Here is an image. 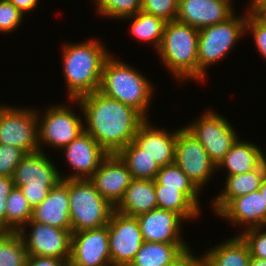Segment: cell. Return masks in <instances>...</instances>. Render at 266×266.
I'll return each instance as SVG.
<instances>
[{
  "instance_id": "15",
  "label": "cell",
  "mask_w": 266,
  "mask_h": 266,
  "mask_svg": "<svg viewBox=\"0 0 266 266\" xmlns=\"http://www.w3.org/2000/svg\"><path fill=\"white\" fill-rule=\"evenodd\" d=\"M66 164L74 171L73 174H61L62 180L68 179H90L99 168L102 160L108 153L97 143V141L85 130L81 132L71 143L64 146Z\"/></svg>"
},
{
  "instance_id": "43",
  "label": "cell",
  "mask_w": 266,
  "mask_h": 266,
  "mask_svg": "<svg viewBox=\"0 0 266 266\" xmlns=\"http://www.w3.org/2000/svg\"><path fill=\"white\" fill-rule=\"evenodd\" d=\"M249 7L247 9V13L257 15V16H265L266 15V0H251L249 3Z\"/></svg>"
},
{
  "instance_id": "16",
  "label": "cell",
  "mask_w": 266,
  "mask_h": 266,
  "mask_svg": "<svg viewBox=\"0 0 266 266\" xmlns=\"http://www.w3.org/2000/svg\"><path fill=\"white\" fill-rule=\"evenodd\" d=\"M132 180V174L117 154H108L90 178L100 195L114 207Z\"/></svg>"
},
{
  "instance_id": "19",
  "label": "cell",
  "mask_w": 266,
  "mask_h": 266,
  "mask_svg": "<svg viewBox=\"0 0 266 266\" xmlns=\"http://www.w3.org/2000/svg\"><path fill=\"white\" fill-rule=\"evenodd\" d=\"M29 222H38L71 231L69 179L59 181L47 197L33 208Z\"/></svg>"
},
{
  "instance_id": "22",
  "label": "cell",
  "mask_w": 266,
  "mask_h": 266,
  "mask_svg": "<svg viewBox=\"0 0 266 266\" xmlns=\"http://www.w3.org/2000/svg\"><path fill=\"white\" fill-rule=\"evenodd\" d=\"M156 208L155 180L133 178L123 198L115 206V211L136 217Z\"/></svg>"
},
{
  "instance_id": "26",
  "label": "cell",
  "mask_w": 266,
  "mask_h": 266,
  "mask_svg": "<svg viewBox=\"0 0 266 266\" xmlns=\"http://www.w3.org/2000/svg\"><path fill=\"white\" fill-rule=\"evenodd\" d=\"M187 246V243L144 241L129 266H169Z\"/></svg>"
},
{
  "instance_id": "1",
  "label": "cell",
  "mask_w": 266,
  "mask_h": 266,
  "mask_svg": "<svg viewBox=\"0 0 266 266\" xmlns=\"http://www.w3.org/2000/svg\"><path fill=\"white\" fill-rule=\"evenodd\" d=\"M84 116V130L108 153L117 154L134 140L146 118L135 108L105 96L99 91L69 100Z\"/></svg>"
},
{
  "instance_id": "42",
  "label": "cell",
  "mask_w": 266,
  "mask_h": 266,
  "mask_svg": "<svg viewBox=\"0 0 266 266\" xmlns=\"http://www.w3.org/2000/svg\"><path fill=\"white\" fill-rule=\"evenodd\" d=\"M11 2L23 15L33 11L34 8H37L39 0H8Z\"/></svg>"
},
{
  "instance_id": "14",
  "label": "cell",
  "mask_w": 266,
  "mask_h": 266,
  "mask_svg": "<svg viewBox=\"0 0 266 266\" xmlns=\"http://www.w3.org/2000/svg\"><path fill=\"white\" fill-rule=\"evenodd\" d=\"M69 266H112L107 225L72 233Z\"/></svg>"
},
{
  "instance_id": "28",
  "label": "cell",
  "mask_w": 266,
  "mask_h": 266,
  "mask_svg": "<svg viewBox=\"0 0 266 266\" xmlns=\"http://www.w3.org/2000/svg\"><path fill=\"white\" fill-rule=\"evenodd\" d=\"M155 194L158 209L174 212L184 221L196 219L201 213L179 188H164L155 180Z\"/></svg>"
},
{
  "instance_id": "39",
  "label": "cell",
  "mask_w": 266,
  "mask_h": 266,
  "mask_svg": "<svg viewBox=\"0 0 266 266\" xmlns=\"http://www.w3.org/2000/svg\"><path fill=\"white\" fill-rule=\"evenodd\" d=\"M13 188V177L0 176V231H6V199Z\"/></svg>"
},
{
  "instance_id": "36",
  "label": "cell",
  "mask_w": 266,
  "mask_h": 266,
  "mask_svg": "<svg viewBox=\"0 0 266 266\" xmlns=\"http://www.w3.org/2000/svg\"><path fill=\"white\" fill-rule=\"evenodd\" d=\"M248 32L253 35V41L259 54L266 59V16L247 13L246 33Z\"/></svg>"
},
{
  "instance_id": "31",
  "label": "cell",
  "mask_w": 266,
  "mask_h": 266,
  "mask_svg": "<svg viewBox=\"0 0 266 266\" xmlns=\"http://www.w3.org/2000/svg\"><path fill=\"white\" fill-rule=\"evenodd\" d=\"M33 208L18 187L6 199V231L19 232L32 218Z\"/></svg>"
},
{
  "instance_id": "23",
  "label": "cell",
  "mask_w": 266,
  "mask_h": 266,
  "mask_svg": "<svg viewBox=\"0 0 266 266\" xmlns=\"http://www.w3.org/2000/svg\"><path fill=\"white\" fill-rule=\"evenodd\" d=\"M265 160L264 151L258 145L238 138L216 169L226 168L227 176L243 174L257 169Z\"/></svg>"
},
{
  "instance_id": "29",
  "label": "cell",
  "mask_w": 266,
  "mask_h": 266,
  "mask_svg": "<svg viewBox=\"0 0 266 266\" xmlns=\"http://www.w3.org/2000/svg\"><path fill=\"white\" fill-rule=\"evenodd\" d=\"M124 19L133 20H131L129 27L133 37L142 42L153 44L156 51L159 49L166 24L163 19L143 11H139L137 14L125 17Z\"/></svg>"
},
{
  "instance_id": "11",
  "label": "cell",
  "mask_w": 266,
  "mask_h": 266,
  "mask_svg": "<svg viewBox=\"0 0 266 266\" xmlns=\"http://www.w3.org/2000/svg\"><path fill=\"white\" fill-rule=\"evenodd\" d=\"M175 163L199 190L217 172L205 148L186 127L177 131Z\"/></svg>"
},
{
  "instance_id": "45",
  "label": "cell",
  "mask_w": 266,
  "mask_h": 266,
  "mask_svg": "<svg viewBox=\"0 0 266 266\" xmlns=\"http://www.w3.org/2000/svg\"><path fill=\"white\" fill-rule=\"evenodd\" d=\"M259 191L261 192V195L266 202V174L261 181Z\"/></svg>"
},
{
  "instance_id": "40",
  "label": "cell",
  "mask_w": 266,
  "mask_h": 266,
  "mask_svg": "<svg viewBox=\"0 0 266 266\" xmlns=\"http://www.w3.org/2000/svg\"><path fill=\"white\" fill-rule=\"evenodd\" d=\"M199 257V258H198ZM169 266H205L203 255L196 256L189 246L183 249Z\"/></svg>"
},
{
  "instance_id": "20",
  "label": "cell",
  "mask_w": 266,
  "mask_h": 266,
  "mask_svg": "<svg viewBox=\"0 0 266 266\" xmlns=\"http://www.w3.org/2000/svg\"><path fill=\"white\" fill-rule=\"evenodd\" d=\"M241 228L266 226V202L261 192L255 191L232 199L218 214Z\"/></svg>"
},
{
  "instance_id": "18",
  "label": "cell",
  "mask_w": 266,
  "mask_h": 266,
  "mask_svg": "<svg viewBox=\"0 0 266 266\" xmlns=\"http://www.w3.org/2000/svg\"><path fill=\"white\" fill-rule=\"evenodd\" d=\"M143 241L157 243H186L181 237L182 221L178 214L164 209H153L136 216Z\"/></svg>"
},
{
  "instance_id": "33",
  "label": "cell",
  "mask_w": 266,
  "mask_h": 266,
  "mask_svg": "<svg viewBox=\"0 0 266 266\" xmlns=\"http://www.w3.org/2000/svg\"><path fill=\"white\" fill-rule=\"evenodd\" d=\"M94 4L100 15L119 20L141 11L142 0H94Z\"/></svg>"
},
{
  "instance_id": "9",
  "label": "cell",
  "mask_w": 266,
  "mask_h": 266,
  "mask_svg": "<svg viewBox=\"0 0 266 266\" xmlns=\"http://www.w3.org/2000/svg\"><path fill=\"white\" fill-rule=\"evenodd\" d=\"M0 144L26 154L39 151L37 110L0 104Z\"/></svg>"
},
{
  "instance_id": "13",
  "label": "cell",
  "mask_w": 266,
  "mask_h": 266,
  "mask_svg": "<svg viewBox=\"0 0 266 266\" xmlns=\"http://www.w3.org/2000/svg\"><path fill=\"white\" fill-rule=\"evenodd\" d=\"M112 266H129L143 244L136 217L114 211L107 224Z\"/></svg>"
},
{
  "instance_id": "7",
  "label": "cell",
  "mask_w": 266,
  "mask_h": 266,
  "mask_svg": "<svg viewBox=\"0 0 266 266\" xmlns=\"http://www.w3.org/2000/svg\"><path fill=\"white\" fill-rule=\"evenodd\" d=\"M44 151L26 154L13 174L14 186L34 208L48 195L49 190L61 181V172Z\"/></svg>"
},
{
  "instance_id": "6",
  "label": "cell",
  "mask_w": 266,
  "mask_h": 266,
  "mask_svg": "<svg viewBox=\"0 0 266 266\" xmlns=\"http://www.w3.org/2000/svg\"><path fill=\"white\" fill-rule=\"evenodd\" d=\"M245 15L236 12L226 21L199 30L198 39V80L206 81V68L220 62L246 32Z\"/></svg>"
},
{
  "instance_id": "35",
  "label": "cell",
  "mask_w": 266,
  "mask_h": 266,
  "mask_svg": "<svg viewBox=\"0 0 266 266\" xmlns=\"http://www.w3.org/2000/svg\"><path fill=\"white\" fill-rule=\"evenodd\" d=\"M264 229V230H263ZM266 226L244 230L239 235L247 243L251 257L266 259Z\"/></svg>"
},
{
  "instance_id": "37",
  "label": "cell",
  "mask_w": 266,
  "mask_h": 266,
  "mask_svg": "<svg viewBox=\"0 0 266 266\" xmlns=\"http://www.w3.org/2000/svg\"><path fill=\"white\" fill-rule=\"evenodd\" d=\"M26 153L14 146L0 144V176L12 177Z\"/></svg>"
},
{
  "instance_id": "21",
  "label": "cell",
  "mask_w": 266,
  "mask_h": 266,
  "mask_svg": "<svg viewBox=\"0 0 266 266\" xmlns=\"http://www.w3.org/2000/svg\"><path fill=\"white\" fill-rule=\"evenodd\" d=\"M150 124L146 119L140 125L133 141L144 150V153L154 158L160 167L174 163L178 129L169 132Z\"/></svg>"
},
{
  "instance_id": "12",
  "label": "cell",
  "mask_w": 266,
  "mask_h": 266,
  "mask_svg": "<svg viewBox=\"0 0 266 266\" xmlns=\"http://www.w3.org/2000/svg\"><path fill=\"white\" fill-rule=\"evenodd\" d=\"M29 226L31 231L29 230L27 238L25 230ZM18 233L23 238L27 255L59 258L69 263L72 237L70 230L38 222H28Z\"/></svg>"
},
{
  "instance_id": "24",
  "label": "cell",
  "mask_w": 266,
  "mask_h": 266,
  "mask_svg": "<svg viewBox=\"0 0 266 266\" xmlns=\"http://www.w3.org/2000/svg\"><path fill=\"white\" fill-rule=\"evenodd\" d=\"M266 174V160L255 170L226 176L225 185L220 194L211 202L214 212L218 214L232 199L258 191Z\"/></svg>"
},
{
  "instance_id": "5",
  "label": "cell",
  "mask_w": 266,
  "mask_h": 266,
  "mask_svg": "<svg viewBox=\"0 0 266 266\" xmlns=\"http://www.w3.org/2000/svg\"><path fill=\"white\" fill-rule=\"evenodd\" d=\"M69 207L72 233L106 226L115 211L90 179H69Z\"/></svg>"
},
{
  "instance_id": "44",
  "label": "cell",
  "mask_w": 266,
  "mask_h": 266,
  "mask_svg": "<svg viewBox=\"0 0 266 266\" xmlns=\"http://www.w3.org/2000/svg\"><path fill=\"white\" fill-rule=\"evenodd\" d=\"M249 266H266V259L251 257Z\"/></svg>"
},
{
  "instance_id": "25",
  "label": "cell",
  "mask_w": 266,
  "mask_h": 266,
  "mask_svg": "<svg viewBox=\"0 0 266 266\" xmlns=\"http://www.w3.org/2000/svg\"><path fill=\"white\" fill-rule=\"evenodd\" d=\"M205 266H249L250 250L240 235L222 241L203 254Z\"/></svg>"
},
{
  "instance_id": "32",
  "label": "cell",
  "mask_w": 266,
  "mask_h": 266,
  "mask_svg": "<svg viewBox=\"0 0 266 266\" xmlns=\"http://www.w3.org/2000/svg\"><path fill=\"white\" fill-rule=\"evenodd\" d=\"M27 251L18 232L0 231V266H25Z\"/></svg>"
},
{
  "instance_id": "34",
  "label": "cell",
  "mask_w": 266,
  "mask_h": 266,
  "mask_svg": "<svg viewBox=\"0 0 266 266\" xmlns=\"http://www.w3.org/2000/svg\"><path fill=\"white\" fill-rule=\"evenodd\" d=\"M179 0H142L141 11L163 19L176 20Z\"/></svg>"
},
{
  "instance_id": "38",
  "label": "cell",
  "mask_w": 266,
  "mask_h": 266,
  "mask_svg": "<svg viewBox=\"0 0 266 266\" xmlns=\"http://www.w3.org/2000/svg\"><path fill=\"white\" fill-rule=\"evenodd\" d=\"M23 14L8 0H0V32L11 33L21 24Z\"/></svg>"
},
{
  "instance_id": "3",
  "label": "cell",
  "mask_w": 266,
  "mask_h": 266,
  "mask_svg": "<svg viewBox=\"0 0 266 266\" xmlns=\"http://www.w3.org/2000/svg\"><path fill=\"white\" fill-rule=\"evenodd\" d=\"M111 54L105 61L99 92L138 110L146 119L149 115L153 85L145 75Z\"/></svg>"
},
{
  "instance_id": "27",
  "label": "cell",
  "mask_w": 266,
  "mask_h": 266,
  "mask_svg": "<svg viewBox=\"0 0 266 266\" xmlns=\"http://www.w3.org/2000/svg\"><path fill=\"white\" fill-rule=\"evenodd\" d=\"M117 155L125 163L133 178L155 180L160 170L155 159L144 153L134 141L123 147Z\"/></svg>"
},
{
  "instance_id": "17",
  "label": "cell",
  "mask_w": 266,
  "mask_h": 266,
  "mask_svg": "<svg viewBox=\"0 0 266 266\" xmlns=\"http://www.w3.org/2000/svg\"><path fill=\"white\" fill-rule=\"evenodd\" d=\"M233 6L231 0H179L176 20L200 30L226 21Z\"/></svg>"
},
{
  "instance_id": "41",
  "label": "cell",
  "mask_w": 266,
  "mask_h": 266,
  "mask_svg": "<svg viewBox=\"0 0 266 266\" xmlns=\"http://www.w3.org/2000/svg\"><path fill=\"white\" fill-rule=\"evenodd\" d=\"M25 266H69L64 259L27 255Z\"/></svg>"
},
{
  "instance_id": "10",
  "label": "cell",
  "mask_w": 266,
  "mask_h": 266,
  "mask_svg": "<svg viewBox=\"0 0 266 266\" xmlns=\"http://www.w3.org/2000/svg\"><path fill=\"white\" fill-rule=\"evenodd\" d=\"M185 127L197 138L217 166L239 138L233 125L213 110L204 112Z\"/></svg>"
},
{
  "instance_id": "30",
  "label": "cell",
  "mask_w": 266,
  "mask_h": 266,
  "mask_svg": "<svg viewBox=\"0 0 266 266\" xmlns=\"http://www.w3.org/2000/svg\"><path fill=\"white\" fill-rule=\"evenodd\" d=\"M155 180L160 185H164V188H179V191L201 210L199 201V192L201 191L175 162L170 165L161 166Z\"/></svg>"
},
{
  "instance_id": "8",
  "label": "cell",
  "mask_w": 266,
  "mask_h": 266,
  "mask_svg": "<svg viewBox=\"0 0 266 266\" xmlns=\"http://www.w3.org/2000/svg\"><path fill=\"white\" fill-rule=\"evenodd\" d=\"M38 112V145L40 151H43L42 146L44 145L48 147L50 145L57 150L62 149L84 131L83 119L67 105L49 106L46 111L42 112L43 117L41 118Z\"/></svg>"
},
{
  "instance_id": "4",
  "label": "cell",
  "mask_w": 266,
  "mask_h": 266,
  "mask_svg": "<svg viewBox=\"0 0 266 266\" xmlns=\"http://www.w3.org/2000/svg\"><path fill=\"white\" fill-rule=\"evenodd\" d=\"M199 30L177 20L166 22L157 54L180 81H198Z\"/></svg>"
},
{
  "instance_id": "2",
  "label": "cell",
  "mask_w": 266,
  "mask_h": 266,
  "mask_svg": "<svg viewBox=\"0 0 266 266\" xmlns=\"http://www.w3.org/2000/svg\"><path fill=\"white\" fill-rule=\"evenodd\" d=\"M63 76L68 91V99L80 97L98 91L106 59L111 55L104 43L98 39L71 43L63 46Z\"/></svg>"
}]
</instances>
